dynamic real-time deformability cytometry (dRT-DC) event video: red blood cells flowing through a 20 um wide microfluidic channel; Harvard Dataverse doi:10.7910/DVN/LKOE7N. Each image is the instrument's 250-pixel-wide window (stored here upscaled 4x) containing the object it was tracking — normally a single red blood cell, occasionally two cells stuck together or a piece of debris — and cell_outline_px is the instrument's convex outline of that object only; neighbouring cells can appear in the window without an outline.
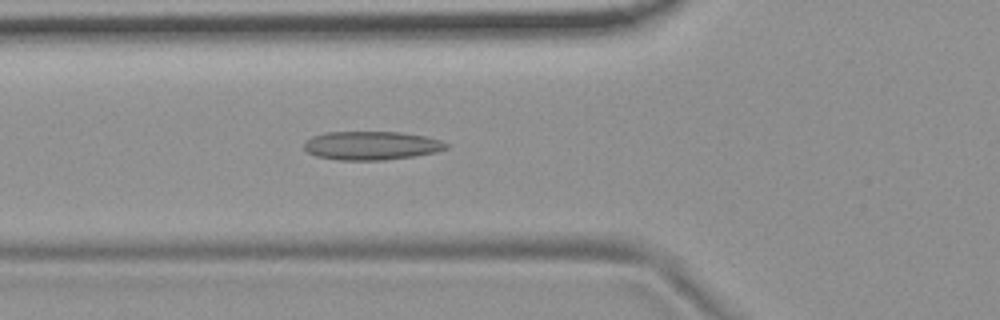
{"species": "common noctule bat (a hibernating species)", "species_latin": "Nyctalus noctula", "temperature_condition": "room temperature", "stored_images_in_passage": 53, "camera_frame_rate_fps": 3000, "um_per_image_px": 0.085, "animal": {"sex": "female", "body_mass_g": 19.9}, "frame": {"image": 1, "passage_image": 18, "time_ms": 5.667, "image_size_px": [1000, 320], "cell_outline_px": [[448, 148], [436, 152], [416, 156], [384, 160], [336, 160], [316, 156], [308, 152], [304, 148], [304, 140], [312, 136], [324, 132], [396, 132], [424, 136], [440, 140], [448, 144]], "centroid_in_image_um": [31.54, 12.38], "position_along_channel_um": 94.3, "area_um2": 23.81}}
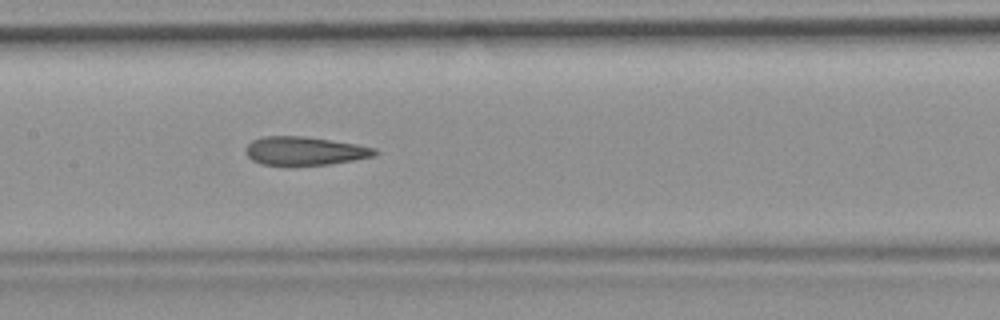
{"frame": {"image": 2, "passage_image": 25, "time_ms": 8.0, "image_size_px": [1000, 320], "cell_outline_px": [[376, 156], [356, 160], [332, 164], [292, 168], [284, 168], [260, 164], [252, 160], [248, 156], [244, 148], [252, 140], [264, 136], [304, 136], [356, 144], [376, 148]], "centroid_in_image_um": [25.86, 12.88], "position_along_channel_um": 181.5, "area_um2": 22.43}}
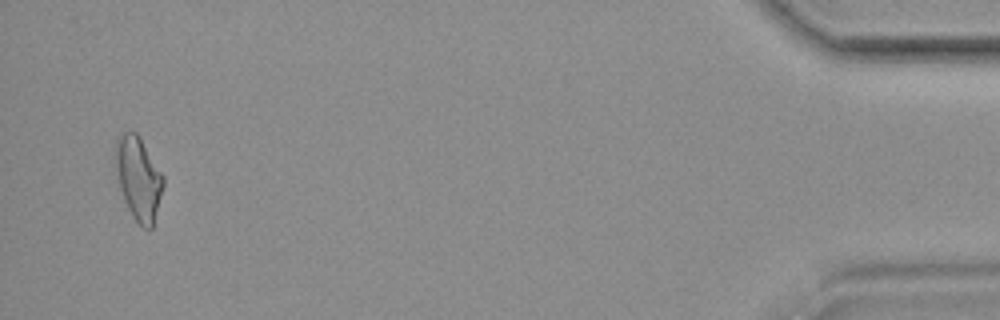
{"frame": {"image": 3, "passage_image": 51, "time_ms": 16.667, "image_size_px": [1000, 320], "cell_outline_px": [[164, 184], [152, 228], [148, 232], [132, 216], [124, 200], [112, 164], [112, 156], [116, 140], [124, 132], [136, 132], [164, 176]], "centroid_in_image_um": [11.72, 15.15], "position_along_channel_um": 423.5, "area_um2": 23.47}, "authors_computed_cell_mechanics": {"area_um2": 22.542, "velocity_mm_per_s": 3.7228, "shape_relaxation_time_tau1_ms": null, "shape_relaxation_time_tau2_ms": 2.5009, "deformation_change_tau1": null, "deformation_change_tau2": 0.1012}}